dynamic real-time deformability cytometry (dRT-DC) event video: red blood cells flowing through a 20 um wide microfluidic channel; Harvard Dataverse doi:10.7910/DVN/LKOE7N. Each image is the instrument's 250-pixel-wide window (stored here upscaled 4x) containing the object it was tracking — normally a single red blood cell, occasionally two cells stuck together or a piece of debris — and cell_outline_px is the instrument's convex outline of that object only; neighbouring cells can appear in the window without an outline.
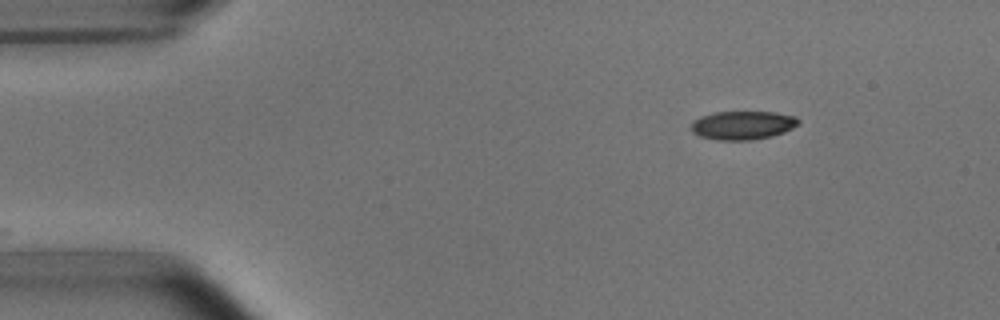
{"species": "common noctule bat (a hibernating species)", "species_latin": "Nyctalus noctula", "temperature_condition": "room temperature", "stored_images_in_passage": 2, "camera_frame_rate_fps": 3000, "um_per_image_px": 0.085, "animal": {"sex": "male", "body_mass_g": 15.6}, "frame": {"image": 1, "passage_image": 2, "time_ms": 1.333, "image_size_px": [1000, 320], "cell_outline_px": [[800, 124], [784, 132], [772, 136], [752, 140], [716, 140], [700, 136], [692, 132], [692, 120], [700, 116], [716, 112], [776, 112], [796, 116], [800, 120]], "centroid_in_image_um": [63.15, 10.64], "position_along_channel_um": 21.9, "area_um2": 18.03}}